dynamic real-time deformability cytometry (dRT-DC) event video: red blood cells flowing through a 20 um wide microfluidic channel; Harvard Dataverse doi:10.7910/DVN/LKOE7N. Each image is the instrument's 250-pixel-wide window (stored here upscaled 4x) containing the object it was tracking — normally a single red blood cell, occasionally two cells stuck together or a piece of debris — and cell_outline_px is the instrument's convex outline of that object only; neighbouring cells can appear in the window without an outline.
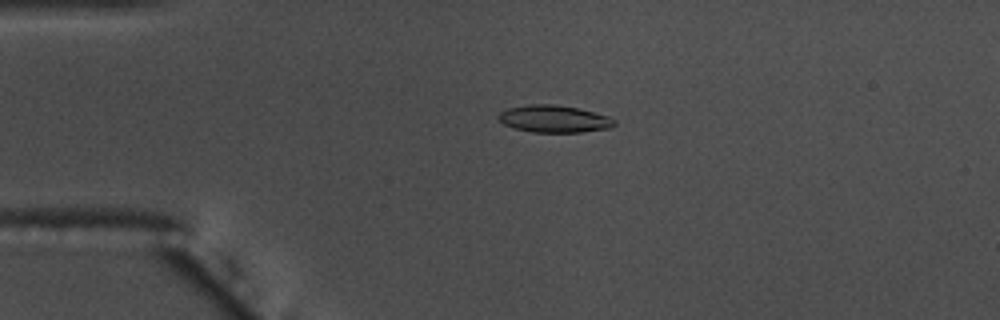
{"species": "common noctule bat (a hibernating species)", "species_latin": "Nyctalus noctula", "temperature_condition": "warm", "stored_images_in_passage": 57, "camera_frame_rate_fps": 3000, "um_per_image_px": 0.085, "animal": {"sex": "male", "body_mass_g": 17.5, "forearm_length_mm": 52.3}, "frame": {"image": 1, "passage_image": 14, "time_ms": 4.333, "image_size_px": [1000, 320], "cell_outline_px": [[616, 124], [608, 128], [580, 132], [532, 132], [516, 128], [504, 124], [496, 116], [500, 112], [508, 108], [528, 104], [552, 104], [576, 108], [608, 116], [616, 120]], "centroid_in_image_um": [47.07, 10.1], "position_along_channel_um": 37.9, "area_um2": 18.15}}
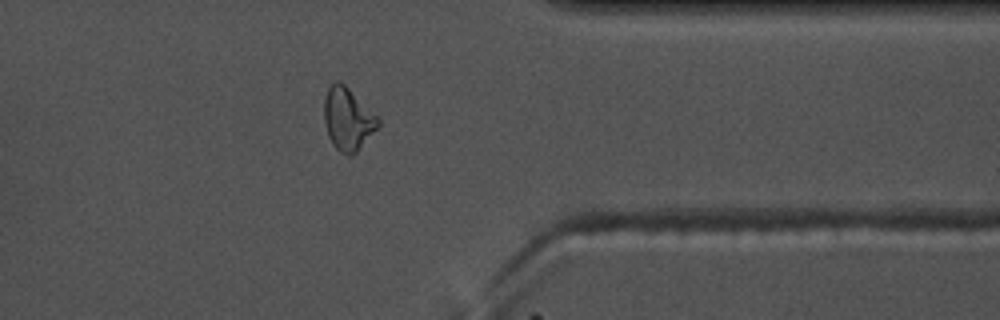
{"frame": {"image": 2, "passage_image": 46, "time_ms": 15.0, "image_size_px": [1000, 320], "cell_outline_px": [[380, 124], [356, 152], [352, 156], [348, 156], [340, 152], [332, 144], [328, 136], [324, 124], [324, 100], [328, 88], [336, 80], [344, 84], [380, 120]], "centroid_in_image_um": [29.53, 10.14], "position_along_channel_um": 381.9, "area_um2": 19.31}, "authors_computed_cell_mechanics": {"area_um2": 17.918, "velocity_mm_per_s": 3.6275, "shape_relaxation_time_tau1_ms": 4.6682, "shape_relaxation_time_tau2_ms": 3.9915, "deformation_change_tau1": 0.145, "deformation_change_tau2": 0.1129}}